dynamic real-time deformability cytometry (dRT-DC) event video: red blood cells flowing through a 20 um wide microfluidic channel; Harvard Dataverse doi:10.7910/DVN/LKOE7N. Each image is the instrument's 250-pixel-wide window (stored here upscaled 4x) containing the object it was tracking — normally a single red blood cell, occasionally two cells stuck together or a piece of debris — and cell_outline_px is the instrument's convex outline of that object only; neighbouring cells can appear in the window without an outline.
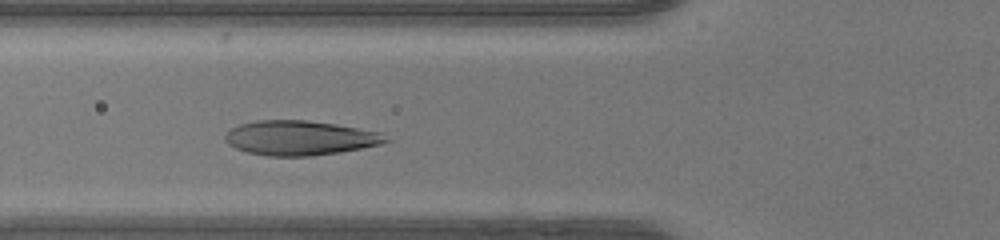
{"species": "human", "species_latin": "Homo sapiens", "temperature_condition": "warm", "stored_images_in_passage": 37, "camera_frame_rate_fps": 3000, "um_per_image_px": 0.085, "donor": {"sex": "female"}, "frame": {"image": 1, "passage_image": 13, "time_ms": 4.0, "image_size_px": [1000, 240], "cell_outline_px": [[392, 140], [380, 144], [340, 152], [312, 156], [268, 156], [248, 152], [236, 148], [228, 144], [224, 140], [224, 136], [232, 128], [240, 124], [256, 120], [304, 120], [336, 124], [380, 132]], "centroid_in_image_um": [25.49, 11.72], "position_along_channel_um": 100.3, "area_um2": 32.31}}
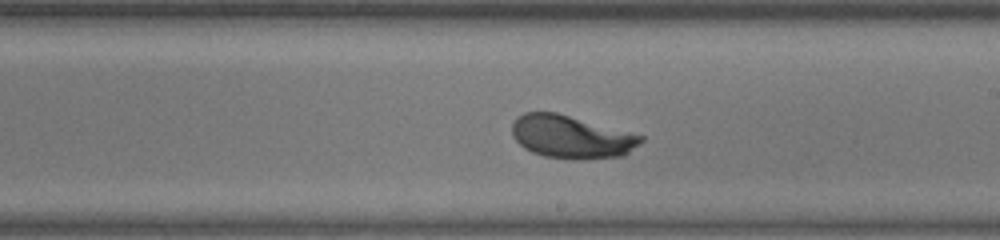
{"frame": {"image": 2, "passage_image": 23, "time_ms": 7.333, "image_size_px": [1000, 240], "cell_outline_px": [[644, 140], [624, 156], [544, 156], [532, 152], [524, 148], [512, 136], [512, 124], [516, 116], [524, 112], [556, 112], [644, 136]], "centroid_in_image_um": [48.51, 11.57], "position_along_channel_um": 240.5, "area_um2": 31.1}}
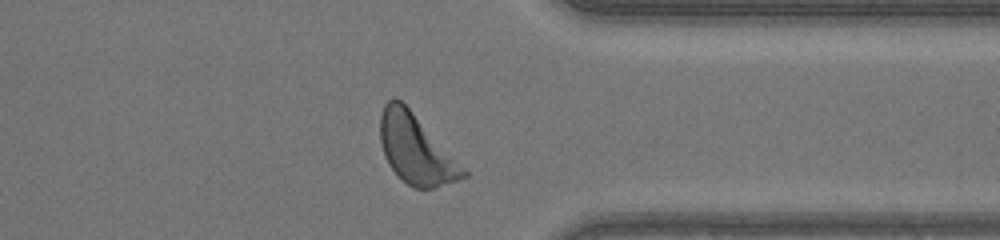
{"frame": {"image": 3, "passage_image": 33, "time_ms": 10.667, "image_size_px": [1000, 240], "cell_outline_px": [[468, 176], [436, 188], [416, 188], [408, 184], [388, 164], [384, 156], [380, 140], [380, 116], [384, 104], [392, 96], [396, 96], [408, 108], [468, 172]], "centroid_in_image_um": [35.32, 12.68], "position_along_channel_um": 376.1, "area_um2": 32.77}, "authors_computed_cell_mechanics": {"area_um2": 32.7148, "velocity_mm_per_s": 4.2268, "shape_relaxation_time_tau1_ms": 2.3592, "shape_relaxation_time_tau2_ms": null, "deformation_change_tau1": 0.1592, "deformation_change_tau2": null}}